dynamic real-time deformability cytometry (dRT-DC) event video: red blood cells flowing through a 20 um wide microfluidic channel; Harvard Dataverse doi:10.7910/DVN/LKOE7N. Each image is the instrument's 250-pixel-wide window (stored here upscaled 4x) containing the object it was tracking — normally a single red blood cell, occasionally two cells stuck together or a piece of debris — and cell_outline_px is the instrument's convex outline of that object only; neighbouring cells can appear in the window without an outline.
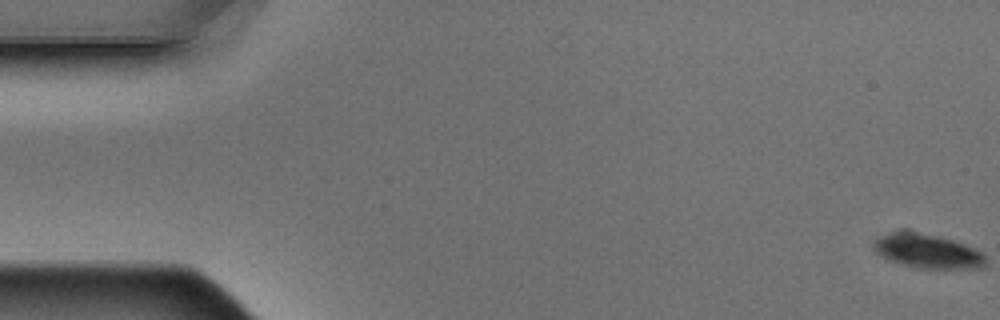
{"species": "Egyptian fruit bat (a non-hibernating species)", "species_latin": "Rousettus aegyptiacus", "temperature_condition": "warm", "stored_images_in_passage": 9, "camera_frame_rate_fps": 3000, "um_per_image_px": 0.085, "animal": {"sex": "male"}, "frame": {"image": 1, "passage_image": 1, "time_ms": 0.0, "image_size_px": [1000, 320], "cell_outline_px": [[984, 268], [912, 268], [888, 260], [880, 256], [872, 248], [872, 244], [880, 236], [904, 228], [908, 228], [940, 236], [964, 244], [984, 252]], "centroid_in_image_um": [78.77, 21.31], "position_along_channel_um": 6.2, "area_um2": 22.89}}
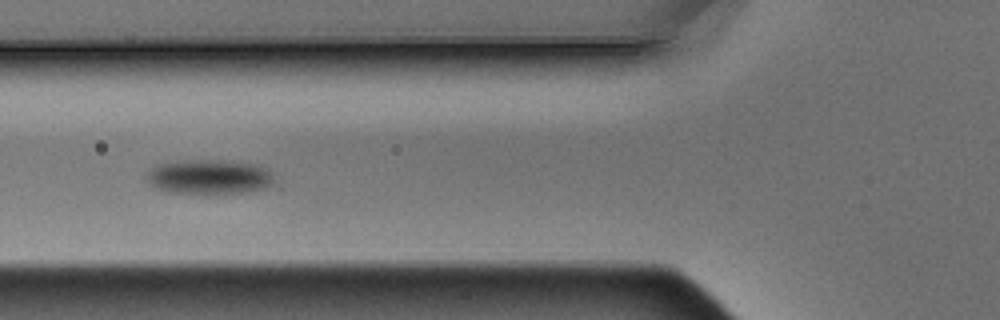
{"frame": {"image": 2, "passage_image": 6, "time_ms": 1.667, "image_size_px": [1000, 320], "cell_outline_px": [[272, 184], [264, 188], [252, 192], [208, 196], [172, 192], [156, 188], [144, 180], [144, 176], [156, 164], [180, 160], [220, 160], [260, 164], [268, 168], [272, 172]], "centroid_in_image_um": [17.78, 15.06], "position_along_channel_um": 108.0, "area_um2": 26.88}}
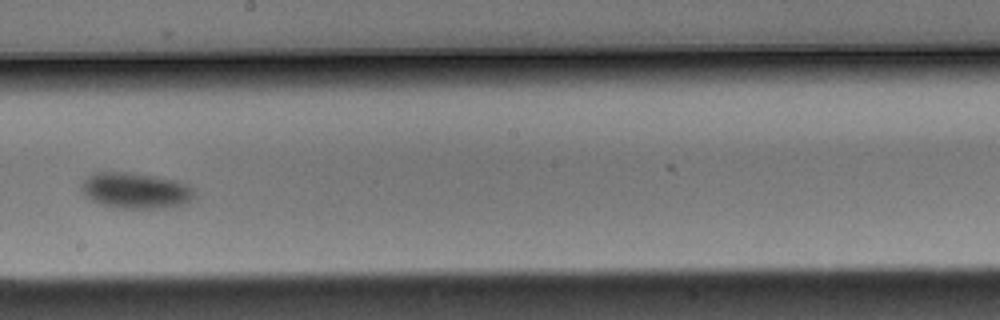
{"frame": {"image": 3, "passage_image": 9, "time_ms": 2.667, "image_size_px": [1000, 320], "cell_outline_px": [[196, 196], [188, 204], [164, 208], [116, 208], [100, 204], [92, 200], [80, 188], [80, 184], [92, 172], [128, 172], [156, 176], [176, 180], [188, 184], [196, 192]], "centroid_in_image_um": [11.58, 16.2], "position_along_channel_um": 236.6, "area_um2": 23.99}}